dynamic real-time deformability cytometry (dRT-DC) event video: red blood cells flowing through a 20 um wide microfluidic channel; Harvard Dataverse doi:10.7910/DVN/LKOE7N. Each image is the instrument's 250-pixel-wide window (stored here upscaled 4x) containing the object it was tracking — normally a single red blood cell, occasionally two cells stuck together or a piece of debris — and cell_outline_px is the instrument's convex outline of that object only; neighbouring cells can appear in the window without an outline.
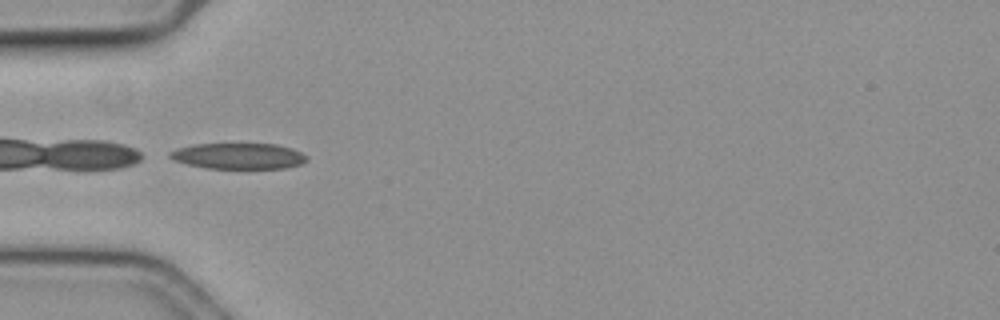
{"species": "common noctule bat (a hibernating species)", "species_latin": "Nyctalus noctula", "temperature_condition": "cold", "stored_images_in_passage": 38, "camera_frame_rate_fps": 3000, "um_per_image_px": 0.085, "animal": {"sex": "female", "body_mass_g": 19.3, "forearm_length_mm": 54.1}, "frame": {"image": 1, "passage_image": 1, "time_ms": 0.0, "image_size_px": [1000, 320], "cell_outline_px": [[308, 160], [300, 164], [284, 168], [204, 168], [172, 160], [168, 156], [168, 152], [176, 148], [196, 144], [276, 144], [292, 148], [308, 156]], "centroid_in_image_um": [20.25, 13.26], "position_along_channel_um": 64.8, "area_um2": 20.69}}
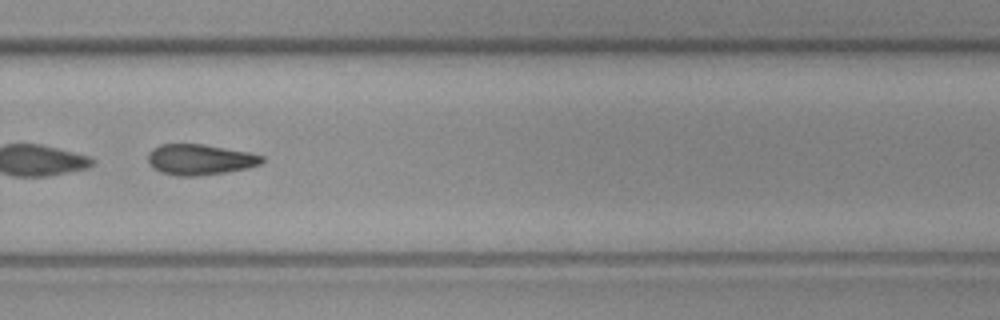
{"frame": {"image": 2, "passage_image": 22, "time_ms": 7.0, "image_size_px": [1000, 320], "cell_outline_px": [[264, 160], [260, 164], [244, 168], [224, 172], [196, 176], [176, 176], [160, 172], [152, 168], [148, 164], [148, 152], [152, 148], [160, 144], [204, 144], [248, 152], [264, 156]], "centroid_in_image_um": [16.93, 13.55], "position_along_channel_um": 312.9, "area_um2": 20.4}}